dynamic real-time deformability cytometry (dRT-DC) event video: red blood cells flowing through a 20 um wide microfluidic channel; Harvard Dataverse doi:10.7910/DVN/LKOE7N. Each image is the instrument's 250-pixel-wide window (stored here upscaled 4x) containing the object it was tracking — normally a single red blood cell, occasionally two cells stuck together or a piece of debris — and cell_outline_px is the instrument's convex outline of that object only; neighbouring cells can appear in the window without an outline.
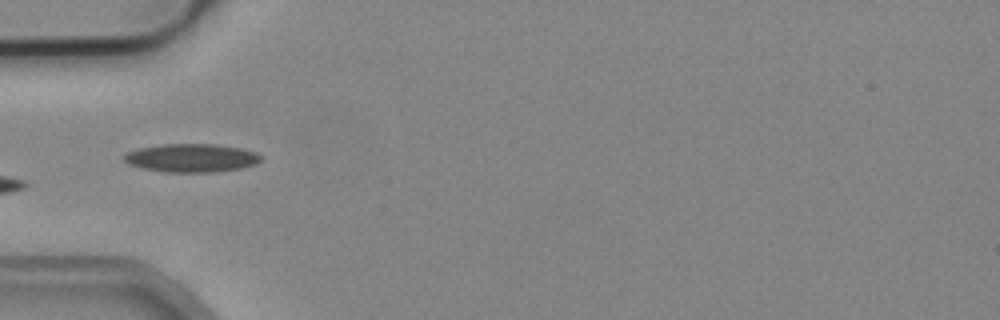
{"species": "common noctule bat (a hibernating species)", "species_latin": "Nyctalus noctula", "temperature_condition": "cold", "stored_images_in_passage": 5, "camera_frame_rate_fps": 3000, "um_per_image_px": 0.085, "animal": {"sex": "male", "body_mass_g": 19.2, "forearm_length_mm": 51.8}, "frame": {"image": 1, "passage_image": 4, "time_ms": 1.0, "image_size_px": [1000, 320], "cell_outline_px": [[260, 160], [256, 164], [240, 168], [212, 172], [168, 172], [144, 168], [128, 164], [124, 160], [124, 156], [128, 152], [140, 148], [164, 144], [216, 144], [240, 148], [256, 152], [260, 156]], "centroid_in_image_um": [16.28, 13.42], "position_along_channel_um": 68.7, "area_um2": 22.31}}